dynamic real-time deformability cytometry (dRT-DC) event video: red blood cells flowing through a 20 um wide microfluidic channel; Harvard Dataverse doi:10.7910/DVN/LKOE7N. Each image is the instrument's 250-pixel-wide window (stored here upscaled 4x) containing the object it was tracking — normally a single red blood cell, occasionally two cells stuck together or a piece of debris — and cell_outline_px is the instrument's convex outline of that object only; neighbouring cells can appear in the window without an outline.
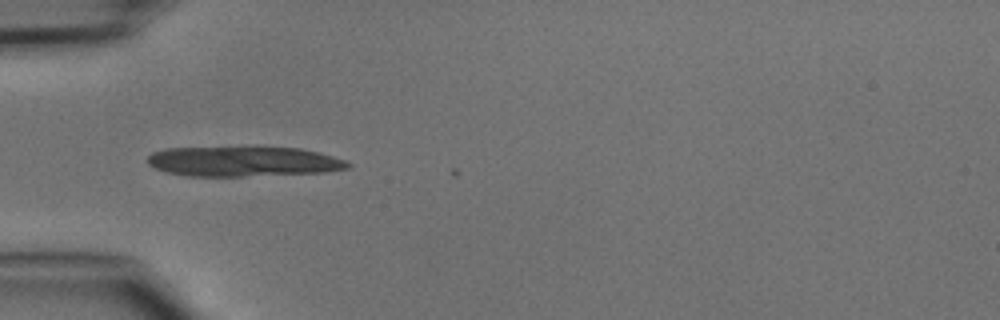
{"species": "common noctule bat (a hibernating species)", "species_latin": "Nyctalus noctula", "temperature_condition": "cold", "stored_images_in_passage": 4, "camera_frame_rate_fps": 3000, "um_per_image_px": 0.085, "animal": {"sex": "male", "body_mass_g": 15.6}, "frame": {"image": 1, "passage_image": 2, "time_ms": 0.333, "image_size_px": [1000, 320], "cell_outline_px": [[352, 164], [348, 168], [324, 172], [244, 176], [188, 176], [168, 172], [156, 168], [148, 164], [148, 156], [152, 152], [164, 148], [300, 148], [320, 152], [344, 160]], "centroid_in_image_um": [20.68, 13.73], "position_along_channel_um": 64.3, "area_um2": 34.56}}